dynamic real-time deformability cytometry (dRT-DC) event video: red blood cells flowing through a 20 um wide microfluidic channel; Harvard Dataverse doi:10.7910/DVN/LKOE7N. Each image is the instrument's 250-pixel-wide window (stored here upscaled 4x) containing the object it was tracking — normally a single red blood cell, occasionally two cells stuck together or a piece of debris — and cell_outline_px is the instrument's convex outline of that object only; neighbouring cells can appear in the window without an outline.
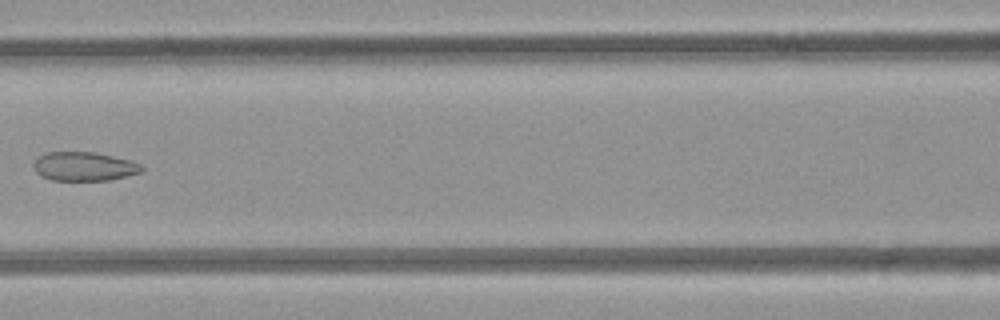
{"species": "common noctule bat (a hibernating species)", "species_latin": "Nyctalus noctula", "temperature_condition": "room temperature", "stored_images_in_passage": 6, "camera_frame_rate_fps": 3000, "um_per_image_px": 0.085, "animal": {"sex": "female", "body_mass_g": 21.9}, "frame": {"image": 1, "passage_image": 5, "time_ms": 5.0, "image_size_px": [1000, 320], "cell_outline_px": [[144, 172], [128, 176], [108, 180], [52, 180], [40, 176], [32, 168], [32, 164], [44, 152], [96, 152], [132, 160], [140, 164], [144, 168]], "centroid_in_image_um": [7.17, 14.14], "position_along_channel_um": 159.4, "area_um2": 18.5}}
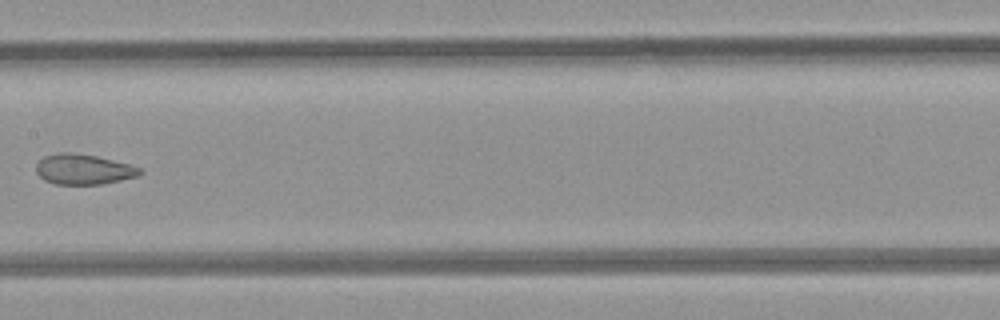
{"frame": {"image": 2, "passage_image": 6, "time_ms": 6.0, "image_size_px": [1000, 320], "cell_outline_px": [[144, 172], [140, 176], [100, 184], [52, 184], [44, 180], [36, 172], [36, 164], [44, 156], [60, 152], [72, 152], [96, 156], [128, 164], [140, 168]], "centroid_in_image_um": [7.08, 14.39], "position_along_channel_um": 200.3, "area_um2": 18.32}}